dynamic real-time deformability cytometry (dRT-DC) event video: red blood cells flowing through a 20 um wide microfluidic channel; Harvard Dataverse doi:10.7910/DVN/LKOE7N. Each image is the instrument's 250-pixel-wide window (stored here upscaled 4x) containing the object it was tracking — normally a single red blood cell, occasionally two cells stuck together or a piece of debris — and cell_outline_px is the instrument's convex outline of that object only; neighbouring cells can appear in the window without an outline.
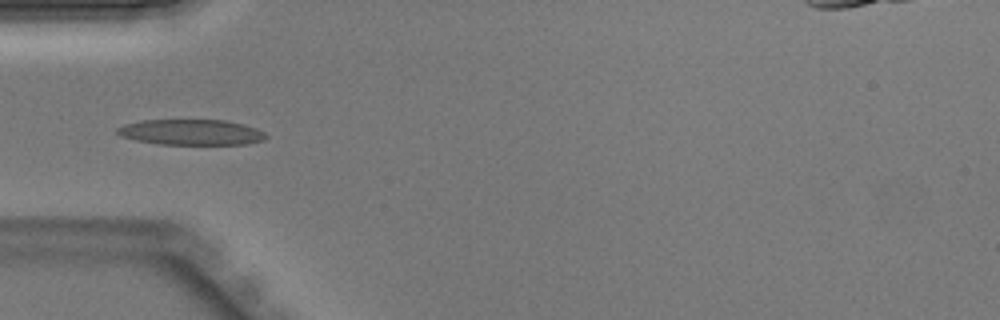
{"species": "Egyptian fruit bat (a non-hibernating species)", "species_latin": "Rousettus aegyptiacus", "temperature_condition": "warm", "stored_images_in_passage": 31, "camera_frame_rate_fps": 3000, "um_per_image_px": 0.085, "animal": {"sex": "male"}, "frame": {"image": 1, "passage_image": 1, "time_ms": 0.0, "image_size_px": [1000, 320], "cell_outline_px": [[268, 136], [264, 140], [248, 144], [160, 144], [136, 140], [120, 136], [116, 132], [116, 128], [124, 124], [144, 120], [224, 120], [244, 124], [256, 128], [264, 132]], "centroid_in_image_um": [16.26, 11.24], "position_along_channel_um": 68.7, "area_um2": 22.2}}
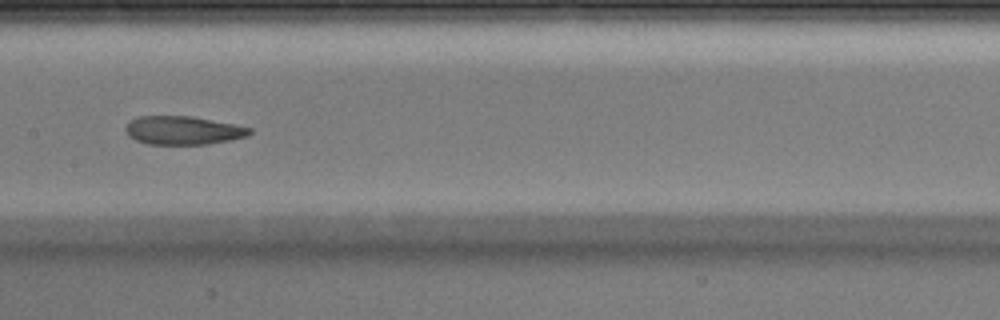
{"frame": {"image": 2, "passage_image": 9, "time_ms": 2.667, "image_size_px": [1000, 320], "cell_outline_px": [[252, 132], [248, 136], [232, 140], [208, 144], [148, 144], [136, 140], [128, 136], [124, 128], [128, 120], [140, 116], [192, 116], [252, 128]], "centroid_in_image_um": [15.54, 11.08], "position_along_channel_um": 191.9, "area_um2": 20.69}}
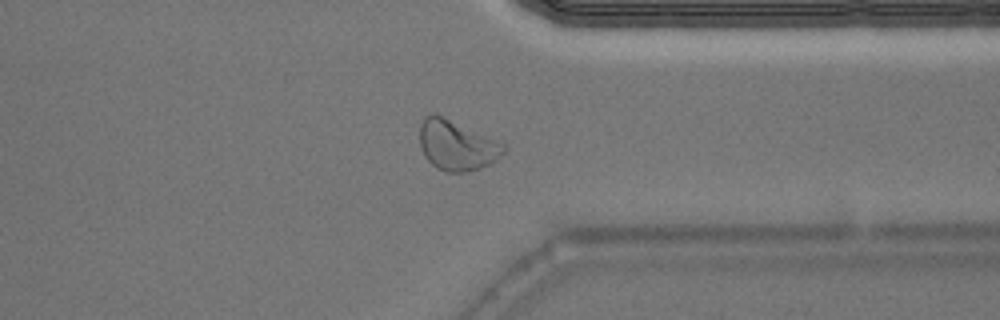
{"frame": {"image": 3, "passage_image": 21, "time_ms": 6.667, "image_size_px": [1000, 320], "cell_outline_px": [[504, 152], [496, 160], [480, 168], [464, 172], [444, 172], [436, 168], [424, 156], [420, 144], [420, 124], [424, 116], [440, 116], [496, 140], [504, 144]], "centroid_in_image_um": [38.79, 12.39], "position_along_channel_um": 372.6, "area_um2": 23.81}}